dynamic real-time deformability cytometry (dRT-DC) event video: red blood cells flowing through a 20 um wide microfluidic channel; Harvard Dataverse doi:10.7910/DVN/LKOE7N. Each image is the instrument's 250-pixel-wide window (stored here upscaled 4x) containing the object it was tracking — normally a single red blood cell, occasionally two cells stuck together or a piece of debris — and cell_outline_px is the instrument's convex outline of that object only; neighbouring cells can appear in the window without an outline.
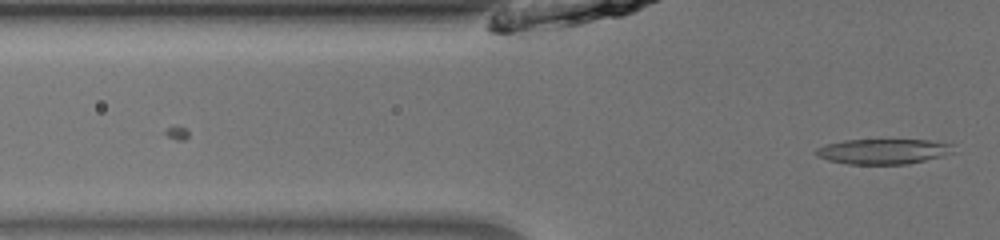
{"species": "common noctule bat (a hibernating species)", "species_latin": "Nyctalus noctula", "temperature_condition": "room temperature", "stored_images_in_passage": 17, "camera_frame_rate_fps": 3000, "um_per_image_px": 0.085, "animal": {"sex": "male", "body_mass_g": 13.0, "forearm_length_mm": 53.1}, "frame": {"image": 1, "passage_image": 17, "time_ms": 5.333, "image_size_px": [1000, 240], "cell_outline_px": [[956, 152], [908, 164], [848, 164], [828, 160], [816, 156], [812, 152], [816, 148], [828, 144], [844, 140], [928, 140], [952, 144]], "centroid_in_image_um": [75.05, 12.87], "position_along_channel_um": 50.8, "area_um2": 20.17}}